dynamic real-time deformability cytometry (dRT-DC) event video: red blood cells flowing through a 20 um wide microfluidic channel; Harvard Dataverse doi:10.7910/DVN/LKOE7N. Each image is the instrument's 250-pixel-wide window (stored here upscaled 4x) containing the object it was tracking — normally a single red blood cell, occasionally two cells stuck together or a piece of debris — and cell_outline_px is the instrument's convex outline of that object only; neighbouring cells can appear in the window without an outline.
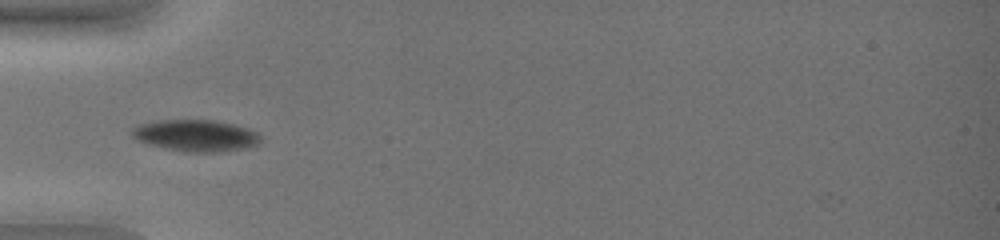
{"species": "common noctule bat (a hibernating species)", "species_latin": "Nyctalus noctula", "temperature_condition": "warm", "stored_images_in_passage": 34, "camera_frame_rate_fps": 3000, "um_per_image_px": 0.085, "animal": {"sex": "female", "body_mass_g": 19.0, "forearm_length_mm": 51.5}, "frame": {"image": 1, "passage_image": 1, "time_ms": 0.0, "image_size_px": [1000, 240], "cell_outline_px": [[260, 144], [244, 148], [224, 152], [184, 152], [148, 144], [136, 140], [132, 136], [132, 128], [136, 124], [156, 120], [216, 120], [236, 124], [248, 128], [256, 132], [260, 136]], "centroid_in_image_um": [16.64, 11.51], "position_along_channel_um": 68.4, "area_um2": 24.04}}
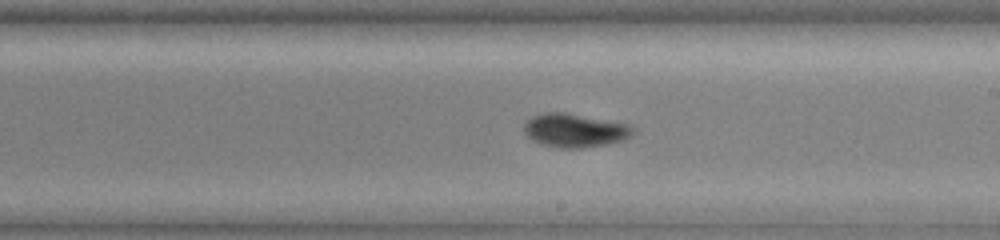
{"frame": {"image": 2, "passage_image": 15, "time_ms": 4.667, "image_size_px": [1000, 240], "cell_outline_px": [[636, 132], [632, 136], [624, 140], [608, 144], [584, 148], [560, 148], [540, 144], [532, 140], [524, 132], [524, 124], [532, 116], [544, 112], [568, 112], [632, 124], [636, 128]], "centroid_in_image_um": [48.93, 11.07], "position_along_channel_um": 240.1, "area_um2": 21.96}}
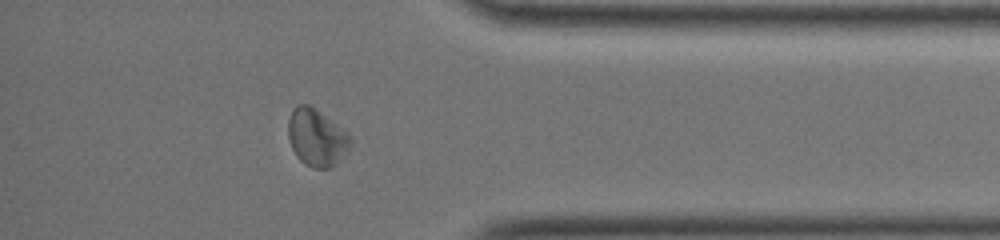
{"frame": {"image": 3, "passage_image": 29, "time_ms": 9.333, "image_size_px": [1000, 240], "cell_outline_px": [[352, 144], [348, 152], [332, 168], [312, 168], [304, 164], [296, 156], [292, 148], [288, 136], [288, 120], [296, 104], [308, 104], [348, 132], [352, 136]], "centroid_in_image_um": [26.94, 11.72], "position_along_channel_um": 408.3, "area_um2": 20.92}, "authors_computed_cell_mechanics": {"area_um2": 21.0392, "velocity_mm_per_s": 3.7243, "shape_relaxation_time_tau1_ms": 4.1033, "shape_relaxation_time_tau2_ms": 4.927, "deformation_change_tau1": 0.0906, "deformation_change_tau2": 0.0891}}